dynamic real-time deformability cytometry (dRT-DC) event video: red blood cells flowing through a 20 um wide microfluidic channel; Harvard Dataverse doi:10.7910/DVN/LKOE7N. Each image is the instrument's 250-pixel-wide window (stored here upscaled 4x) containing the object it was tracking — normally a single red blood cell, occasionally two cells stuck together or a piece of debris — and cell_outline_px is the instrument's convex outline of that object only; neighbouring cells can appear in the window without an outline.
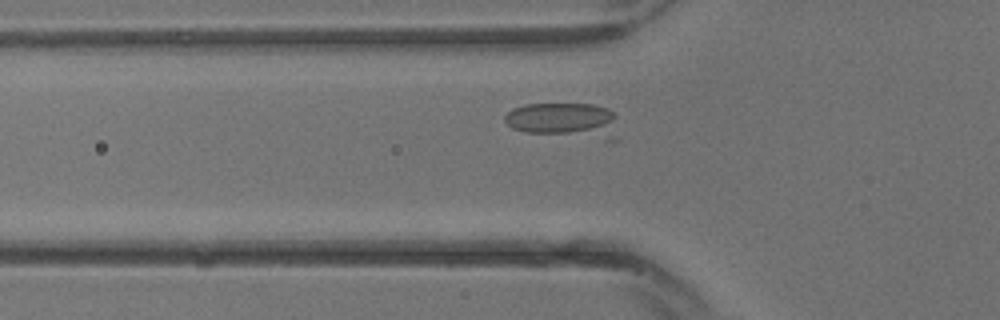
{"species": "common noctule bat (a hibernating species)", "species_latin": "Nyctalus noctula", "temperature_condition": "warm", "stored_images_in_passage": 6, "camera_frame_rate_fps": 3000, "um_per_image_px": 0.085, "animal": {"sex": "male", "body_mass_g": 13.3}, "frame": {"image": 1, "passage_image": 5, "time_ms": 1.333, "image_size_px": [1000, 320], "cell_outline_px": [[620, 140], [604, 140], [524, 132], [512, 128], [504, 120], [504, 116], [512, 108], [524, 104], [592, 104], [608, 108], [616, 112]], "centroid_in_image_um": [48.07, 10.25], "position_along_channel_um": 77.7, "area_um2": 24.22}}